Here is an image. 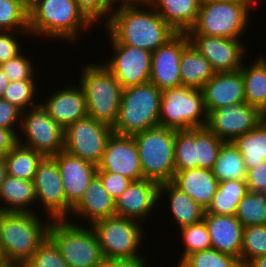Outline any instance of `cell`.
<instances>
[{"label": "cell", "mask_w": 266, "mask_h": 267, "mask_svg": "<svg viewBox=\"0 0 266 267\" xmlns=\"http://www.w3.org/2000/svg\"><path fill=\"white\" fill-rule=\"evenodd\" d=\"M104 23L108 35L117 43L142 48L151 53L177 33L150 4L118 5L109 21Z\"/></svg>", "instance_id": "1"}, {"label": "cell", "mask_w": 266, "mask_h": 267, "mask_svg": "<svg viewBox=\"0 0 266 267\" xmlns=\"http://www.w3.org/2000/svg\"><path fill=\"white\" fill-rule=\"evenodd\" d=\"M29 32L33 37L76 42L94 24L79 9L75 0H33L29 4Z\"/></svg>", "instance_id": "2"}, {"label": "cell", "mask_w": 266, "mask_h": 267, "mask_svg": "<svg viewBox=\"0 0 266 267\" xmlns=\"http://www.w3.org/2000/svg\"><path fill=\"white\" fill-rule=\"evenodd\" d=\"M36 214L0 211V250L4 261L24 265L48 237L52 220L47 218L43 223Z\"/></svg>", "instance_id": "3"}, {"label": "cell", "mask_w": 266, "mask_h": 267, "mask_svg": "<svg viewBox=\"0 0 266 267\" xmlns=\"http://www.w3.org/2000/svg\"><path fill=\"white\" fill-rule=\"evenodd\" d=\"M81 71L78 83L86 97L87 115L113 128L119 115L122 86L104 62L84 65Z\"/></svg>", "instance_id": "4"}, {"label": "cell", "mask_w": 266, "mask_h": 267, "mask_svg": "<svg viewBox=\"0 0 266 267\" xmlns=\"http://www.w3.org/2000/svg\"><path fill=\"white\" fill-rule=\"evenodd\" d=\"M162 90L151 82L124 88L113 132L134 136L159 126Z\"/></svg>", "instance_id": "5"}, {"label": "cell", "mask_w": 266, "mask_h": 267, "mask_svg": "<svg viewBox=\"0 0 266 267\" xmlns=\"http://www.w3.org/2000/svg\"><path fill=\"white\" fill-rule=\"evenodd\" d=\"M176 129L156 126L133 136L143 178L158 184L171 182L175 174Z\"/></svg>", "instance_id": "6"}, {"label": "cell", "mask_w": 266, "mask_h": 267, "mask_svg": "<svg viewBox=\"0 0 266 267\" xmlns=\"http://www.w3.org/2000/svg\"><path fill=\"white\" fill-rule=\"evenodd\" d=\"M256 1L201 2L195 25L188 35L241 39L248 29L251 7ZM241 36V37H240Z\"/></svg>", "instance_id": "7"}, {"label": "cell", "mask_w": 266, "mask_h": 267, "mask_svg": "<svg viewBox=\"0 0 266 267\" xmlns=\"http://www.w3.org/2000/svg\"><path fill=\"white\" fill-rule=\"evenodd\" d=\"M48 237L69 267H92L104 259L97 235L89 225L81 227L68 220H52Z\"/></svg>", "instance_id": "8"}, {"label": "cell", "mask_w": 266, "mask_h": 267, "mask_svg": "<svg viewBox=\"0 0 266 267\" xmlns=\"http://www.w3.org/2000/svg\"><path fill=\"white\" fill-rule=\"evenodd\" d=\"M207 115L202 89L179 86L162 90L159 126L176 130L204 128Z\"/></svg>", "instance_id": "9"}, {"label": "cell", "mask_w": 266, "mask_h": 267, "mask_svg": "<svg viewBox=\"0 0 266 267\" xmlns=\"http://www.w3.org/2000/svg\"><path fill=\"white\" fill-rule=\"evenodd\" d=\"M91 227L105 259L143 258L139 248L145 241V232L139 221L114 215L94 222Z\"/></svg>", "instance_id": "10"}, {"label": "cell", "mask_w": 266, "mask_h": 267, "mask_svg": "<svg viewBox=\"0 0 266 267\" xmlns=\"http://www.w3.org/2000/svg\"><path fill=\"white\" fill-rule=\"evenodd\" d=\"M21 135H17V143L34 149L44 157H53L64 150V129L59 126L39 103L21 114L19 128ZM27 139L24 141L23 136ZM20 136V137H19Z\"/></svg>", "instance_id": "11"}, {"label": "cell", "mask_w": 266, "mask_h": 267, "mask_svg": "<svg viewBox=\"0 0 266 267\" xmlns=\"http://www.w3.org/2000/svg\"><path fill=\"white\" fill-rule=\"evenodd\" d=\"M112 133L111 126L87 115L64 130V150L97 166Z\"/></svg>", "instance_id": "12"}, {"label": "cell", "mask_w": 266, "mask_h": 267, "mask_svg": "<svg viewBox=\"0 0 266 267\" xmlns=\"http://www.w3.org/2000/svg\"><path fill=\"white\" fill-rule=\"evenodd\" d=\"M108 38L114 54L104 65L122 88L150 82L152 53L142 48L117 43L110 35Z\"/></svg>", "instance_id": "13"}, {"label": "cell", "mask_w": 266, "mask_h": 267, "mask_svg": "<svg viewBox=\"0 0 266 267\" xmlns=\"http://www.w3.org/2000/svg\"><path fill=\"white\" fill-rule=\"evenodd\" d=\"M264 117L256 107L243 102L208 112L205 127L221 140L233 142L253 130Z\"/></svg>", "instance_id": "14"}, {"label": "cell", "mask_w": 266, "mask_h": 267, "mask_svg": "<svg viewBox=\"0 0 266 267\" xmlns=\"http://www.w3.org/2000/svg\"><path fill=\"white\" fill-rule=\"evenodd\" d=\"M33 184L36 201L41 203L47 218L66 220V194L57 161L43 157L39 162Z\"/></svg>", "instance_id": "15"}, {"label": "cell", "mask_w": 266, "mask_h": 267, "mask_svg": "<svg viewBox=\"0 0 266 267\" xmlns=\"http://www.w3.org/2000/svg\"><path fill=\"white\" fill-rule=\"evenodd\" d=\"M188 37L190 43L211 63L216 73L240 70L243 65L247 48L240 39L207 35Z\"/></svg>", "instance_id": "16"}, {"label": "cell", "mask_w": 266, "mask_h": 267, "mask_svg": "<svg viewBox=\"0 0 266 267\" xmlns=\"http://www.w3.org/2000/svg\"><path fill=\"white\" fill-rule=\"evenodd\" d=\"M189 43L187 33H176L152 52L150 82L158 89L182 86L179 66L183 49Z\"/></svg>", "instance_id": "17"}, {"label": "cell", "mask_w": 266, "mask_h": 267, "mask_svg": "<svg viewBox=\"0 0 266 267\" xmlns=\"http://www.w3.org/2000/svg\"><path fill=\"white\" fill-rule=\"evenodd\" d=\"M97 172L118 173L132 181L143 178L137 145L133 136L112 133Z\"/></svg>", "instance_id": "18"}, {"label": "cell", "mask_w": 266, "mask_h": 267, "mask_svg": "<svg viewBox=\"0 0 266 267\" xmlns=\"http://www.w3.org/2000/svg\"><path fill=\"white\" fill-rule=\"evenodd\" d=\"M57 161L66 194V220L72 207L82 198L85 189L97 175V166L65 150L53 156Z\"/></svg>", "instance_id": "19"}, {"label": "cell", "mask_w": 266, "mask_h": 267, "mask_svg": "<svg viewBox=\"0 0 266 267\" xmlns=\"http://www.w3.org/2000/svg\"><path fill=\"white\" fill-rule=\"evenodd\" d=\"M159 201V184L142 178L135 180L115 200L117 216L144 222ZM147 217V218H146ZM142 220V221H141Z\"/></svg>", "instance_id": "20"}, {"label": "cell", "mask_w": 266, "mask_h": 267, "mask_svg": "<svg viewBox=\"0 0 266 267\" xmlns=\"http://www.w3.org/2000/svg\"><path fill=\"white\" fill-rule=\"evenodd\" d=\"M207 113L217 108L245 102L244 80L240 70L219 72L203 86Z\"/></svg>", "instance_id": "21"}, {"label": "cell", "mask_w": 266, "mask_h": 267, "mask_svg": "<svg viewBox=\"0 0 266 267\" xmlns=\"http://www.w3.org/2000/svg\"><path fill=\"white\" fill-rule=\"evenodd\" d=\"M69 86V87H68ZM51 93L44 103H40L50 117L64 130L72 123L87 116L86 97L78 84Z\"/></svg>", "instance_id": "22"}, {"label": "cell", "mask_w": 266, "mask_h": 267, "mask_svg": "<svg viewBox=\"0 0 266 267\" xmlns=\"http://www.w3.org/2000/svg\"><path fill=\"white\" fill-rule=\"evenodd\" d=\"M213 249L240 259L244 226L235 215L204 213Z\"/></svg>", "instance_id": "23"}, {"label": "cell", "mask_w": 266, "mask_h": 267, "mask_svg": "<svg viewBox=\"0 0 266 267\" xmlns=\"http://www.w3.org/2000/svg\"><path fill=\"white\" fill-rule=\"evenodd\" d=\"M73 217L87 220V225L116 215L115 200L105 190L101 179L96 175L85 189L82 198L72 207ZM86 217V218H85Z\"/></svg>", "instance_id": "24"}, {"label": "cell", "mask_w": 266, "mask_h": 267, "mask_svg": "<svg viewBox=\"0 0 266 267\" xmlns=\"http://www.w3.org/2000/svg\"><path fill=\"white\" fill-rule=\"evenodd\" d=\"M171 182L205 210L211 204L219 185L212 170L204 168L175 171Z\"/></svg>", "instance_id": "25"}, {"label": "cell", "mask_w": 266, "mask_h": 267, "mask_svg": "<svg viewBox=\"0 0 266 267\" xmlns=\"http://www.w3.org/2000/svg\"><path fill=\"white\" fill-rule=\"evenodd\" d=\"M149 4L177 33H187L195 25L201 0H151Z\"/></svg>", "instance_id": "26"}, {"label": "cell", "mask_w": 266, "mask_h": 267, "mask_svg": "<svg viewBox=\"0 0 266 267\" xmlns=\"http://www.w3.org/2000/svg\"><path fill=\"white\" fill-rule=\"evenodd\" d=\"M163 193L169 197L172 220L179 229L203 220L205 209L172 182L159 184V201Z\"/></svg>", "instance_id": "27"}, {"label": "cell", "mask_w": 266, "mask_h": 267, "mask_svg": "<svg viewBox=\"0 0 266 267\" xmlns=\"http://www.w3.org/2000/svg\"><path fill=\"white\" fill-rule=\"evenodd\" d=\"M0 202L4 203L3 206L0 204V211L3 212L35 213L34 209H30L36 203L33 181L6 174L0 188Z\"/></svg>", "instance_id": "28"}, {"label": "cell", "mask_w": 266, "mask_h": 267, "mask_svg": "<svg viewBox=\"0 0 266 267\" xmlns=\"http://www.w3.org/2000/svg\"><path fill=\"white\" fill-rule=\"evenodd\" d=\"M179 72L182 86L197 89H202L216 73L211 63L191 43L183 49Z\"/></svg>", "instance_id": "29"}, {"label": "cell", "mask_w": 266, "mask_h": 267, "mask_svg": "<svg viewBox=\"0 0 266 267\" xmlns=\"http://www.w3.org/2000/svg\"><path fill=\"white\" fill-rule=\"evenodd\" d=\"M244 80L245 102L266 116V58L264 55L248 67L240 68Z\"/></svg>", "instance_id": "30"}, {"label": "cell", "mask_w": 266, "mask_h": 267, "mask_svg": "<svg viewBox=\"0 0 266 267\" xmlns=\"http://www.w3.org/2000/svg\"><path fill=\"white\" fill-rule=\"evenodd\" d=\"M233 143L238 147L246 170L266 161V116L251 131L238 136Z\"/></svg>", "instance_id": "31"}, {"label": "cell", "mask_w": 266, "mask_h": 267, "mask_svg": "<svg viewBox=\"0 0 266 267\" xmlns=\"http://www.w3.org/2000/svg\"><path fill=\"white\" fill-rule=\"evenodd\" d=\"M249 192L246 180L219 182L218 189L205 213L235 215L239 202Z\"/></svg>", "instance_id": "32"}, {"label": "cell", "mask_w": 266, "mask_h": 267, "mask_svg": "<svg viewBox=\"0 0 266 267\" xmlns=\"http://www.w3.org/2000/svg\"><path fill=\"white\" fill-rule=\"evenodd\" d=\"M212 172L219 182L246 180L247 170L243 156L232 141L222 144Z\"/></svg>", "instance_id": "33"}, {"label": "cell", "mask_w": 266, "mask_h": 267, "mask_svg": "<svg viewBox=\"0 0 266 267\" xmlns=\"http://www.w3.org/2000/svg\"><path fill=\"white\" fill-rule=\"evenodd\" d=\"M44 156L34 149L17 143L3 158L6 174L33 181L39 162Z\"/></svg>", "instance_id": "34"}, {"label": "cell", "mask_w": 266, "mask_h": 267, "mask_svg": "<svg viewBox=\"0 0 266 267\" xmlns=\"http://www.w3.org/2000/svg\"><path fill=\"white\" fill-rule=\"evenodd\" d=\"M28 8L23 0H0V31L22 32L29 36Z\"/></svg>", "instance_id": "35"}, {"label": "cell", "mask_w": 266, "mask_h": 267, "mask_svg": "<svg viewBox=\"0 0 266 267\" xmlns=\"http://www.w3.org/2000/svg\"><path fill=\"white\" fill-rule=\"evenodd\" d=\"M235 217L244 227L266 225V192L249 191L239 202Z\"/></svg>", "instance_id": "36"}, {"label": "cell", "mask_w": 266, "mask_h": 267, "mask_svg": "<svg viewBox=\"0 0 266 267\" xmlns=\"http://www.w3.org/2000/svg\"><path fill=\"white\" fill-rule=\"evenodd\" d=\"M175 171L198 168L196 128L176 130Z\"/></svg>", "instance_id": "37"}, {"label": "cell", "mask_w": 266, "mask_h": 267, "mask_svg": "<svg viewBox=\"0 0 266 267\" xmlns=\"http://www.w3.org/2000/svg\"><path fill=\"white\" fill-rule=\"evenodd\" d=\"M176 267H243L240 260L233 255L216 249L202 250L188 255Z\"/></svg>", "instance_id": "38"}, {"label": "cell", "mask_w": 266, "mask_h": 267, "mask_svg": "<svg viewBox=\"0 0 266 267\" xmlns=\"http://www.w3.org/2000/svg\"><path fill=\"white\" fill-rule=\"evenodd\" d=\"M224 142L206 127L196 128L198 168L212 170Z\"/></svg>", "instance_id": "39"}, {"label": "cell", "mask_w": 266, "mask_h": 267, "mask_svg": "<svg viewBox=\"0 0 266 267\" xmlns=\"http://www.w3.org/2000/svg\"><path fill=\"white\" fill-rule=\"evenodd\" d=\"M262 255H266V225L244 227L239 259L242 266Z\"/></svg>", "instance_id": "40"}, {"label": "cell", "mask_w": 266, "mask_h": 267, "mask_svg": "<svg viewBox=\"0 0 266 267\" xmlns=\"http://www.w3.org/2000/svg\"><path fill=\"white\" fill-rule=\"evenodd\" d=\"M182 240L184 243V251L182 257L179 259L177 266L190 254L202 250H208L212 248L209 231L204 220L180 228Z\"/></svg>", "instance_id": "41"}, {"label": "cell", "mask_w": 266, "mask_h": 267, "mask_svg": "<svg viewBox=\"0 0 266 267\" xmlns=\"http://www.w3.org/2000/svg\"><path fill=\"white\" fill-rule=\"evenodd\" d=\"M36 81L37 80H24V81H11L6 87L2 98L9 103L15 105L22 112L27 108H34L39 104H35L34 97H36Z\"/></svg>", "instance_id": "42"}, {"label": "cell", "mask_w": 266, "mask_h": 267, "mask_svg": "<svg viewBox=\"0 0 266 267\" xmlns=\"http://www.w3.org/2000/svg\"><path fill=\"white\" fill-rule=\"evenodd\" d=\"M24 267H69L55 243L47 237Z\"/></svg>", "instance_id": "43"}, {"label": "cell", "mask_w": 266, "mask_h": 267, "mask_svg": "<svg viewBox=\"0 0 266 267\" xmlns=\"http://www.w3.org/2000/svg\"><path fill=\"white\" fill-rule=\"evenodd\" d=\"M32 61L27 59L21 52L15 57L9 59L6 63L0 65L10 81L34 80Z\"/></svg>", "instance_id": "44"}, {"label": "cell", "mask_w": 266, "mask_h": 267, "mask_svg": "<svg viewBox=\"0 0 266 267\" xmlns=\"http://www.w3.org/2000/svg\"><path fill=\"white\" fill-rule=\"evenodd\" d=\"M83 14L95 25L101 23L102 18L107 22L116 5L112 0H75ZM100 20V22H99Z\"/></svg>", "instance_id": "45"}, {"label": "cell", "mask_w": 266, "mask_h": 267, "mask_svg": "<svg viewBox=\"0 0 266 267\" xmlns=\"http://www.w3.org/2000/svg\"><path fill=\"white\" fill-rule=\"evenodd\" d=\"M97 176L101 179L105 190L116 200L130 185L131 179L118 173L97 172Z\"/></svg>", "instance_id": "46"}, {"label": "cell", "mask_w": 266, "mask_h": 267, "mask_svg": "<svg viewBox=\"0 0 266 267\" xmlns=\"http://www.w3.org/2000/svg\"><path fill=\"white\" fill-rule=\"evenodd\" d=\"M21 114L19 108L0 97V127L11 130L16 136L19 135V131L17 133L14 127H19L21 124Z\"/></svg>", "instance_id": "47"}, {"label": "cell", "mask_w": 266, "mask_h": 267, "mask_svg": "<svg viewBox=\"0 0 266 267\" xmlns=\"http://www.w3.org/2000/svg\"><path fill=\"white\" fill-rule=\"evenodd\" d=\"M14 33L17 36L16 31H0V65L22 52L20 41Z\"/></svg>", "instance_id": "48"}, {"label": "cell", "mask_w": 266, "mask_h": 267, "mask_svg": "<svg viewBox=\"0 0 266 267\" xmlns=\"http://www.w3.org/2000/svg\"><path fill=\"white\" fill-rule=\"evenodd\" d=\"M246 183L249 191L266 192V161L247 171Z\"/></svg>", "instance_id": "49"}, {"label": "cell", "mask_w": 266, "mask_h": 267, "mask_svg": "<svg viewBox=\"0 0 266 267\" xmlns=\"http://www.w3.org/2000/svg\"><path fill=\"white\" fill-rule=\"evenodd\" d=\"M17 144V136L6 128L0 127V157H4Z\"/></svg>", "instance_id": "50"}, {"label": "cell", "mask_w": 266, "mask_h": 267, "mask_svg": "<svg viewBox=\"0 0 266 267\" xmlns=\"http://www.w3.org/2000/svg\"><path fill=\"white\" fill-rule=\"evenodd\" d=\"M145 257L135 259H111V267H147Z\"/></svg>", "instance_id": "51"}, {"label": "cell", "mask_w": 266, "mask_h": 267, "mask_svg": "<svg viewBox=\"0 0 266 267\" xmlns=\"http://www.w3.org/2000/svg\"><path fill=\"white\" fill-rule=\"evenodd\" d=\"M10 82L11 81L9 77L4 73V71L0 67V97L3 96V93L5 92L6 87L9 85Z\"/></svg>", "instance_id": "52"}, {"label": "cell", "mask_w": 266, "mask_h": 267, "mask_svg": "<svg viewBox=\"0 0 266 267\" xmlns=\"http://www.w3.org/2000/svg\"><path fill=\"white\" fill-rule=\"evenodd\" d=\"M245 267H266V255L254 258Z\"/></svg>", "instance_id": "53"}, {"label": "cell", "mask_w": 266, "mask_h": 267, "mask_svg": "<svg viewBox=\"0 0 266 267\" xmlns=\"http://www.w3.org/2000/svg\"><path fill=\"white\" fill-rule=\"evenodd\" d=\"M114 5L121 4H149L151 0H112Z\"/></svg>", "instance_id": "54"}, {"label": "cell", "mask_w": 266, "mask_h": 267, "mask_svg": "<svg viewBox=\"0 0 266 267\" xmlns=\"http://www.w3.org/2000/svg\"><path fill=\"white\" fill-rule=\"evenodd\" d=\"M6 175V165L3 157H0V188Z\"/></svg>", "instance_id": "55"}, {"label": "cell", "mask_w": 266, "mask_h": 267, "mask_svg": "<svg viewBox=\"0 0 266 267\" xmlns=\"http://www.w3.org/2000/svg\"><path fill=\"white\" fill-rule=\"evenodd\" d=\"M92 267H111V259H103L101 262L95 264Z\"/></svg>", "instance_id": "56"}, {"label": "cell", "mask_w": 266, "mask_h": 267, "mask_svg": "<svg viewBox=\"0 0 266 267\" xmlns=\"http://www.w3.org/2000/svg\"><path fill=\"white\" fill-rule=\"evenodd\" d=\"M0 267H24V266L18 263L3 261L0 263Z\"/></svg>", "instance_id": "57"}, {"label": "cell", "mask_w": 266, "mask_h": 267, "mask_svg": "<svg viewBox=\"0 0 266 267\" xmlns=\"http://www.w3.org/2000/svg\"><path fill=\"white\" fill-rule=\"evenodd\" d=\"M233 1H257V0H201V2H233Z\"/></svg>", "instance_id": "58"}, {"label": "cell", "mask_w": 266, "mask_h": 267, "mask_svg": "<svg viewBox=\"0 0 266 267\" xmlns=\"http://www.w3.org/2000/svg\"><path fill=\"white\" fill-rule=\"evenodd\" d=\"M26 4H30L33 0H23Z\"/></svg>", "instance_id": "59"}, {"label": "cell", "mask_w": 266, "mask_h": 267, "mask_svg": "<svg viewBox=\"0 0 266 267\" xmlns=\"http://www.w3.org/2000/svg\"><path fill=\"white\" fill-rule=\"evenodd\" d=\"M3 258H2V254H1V250H0V263L3 262Z\"/></svg>", "instance_id": "60"}]
</instances>
